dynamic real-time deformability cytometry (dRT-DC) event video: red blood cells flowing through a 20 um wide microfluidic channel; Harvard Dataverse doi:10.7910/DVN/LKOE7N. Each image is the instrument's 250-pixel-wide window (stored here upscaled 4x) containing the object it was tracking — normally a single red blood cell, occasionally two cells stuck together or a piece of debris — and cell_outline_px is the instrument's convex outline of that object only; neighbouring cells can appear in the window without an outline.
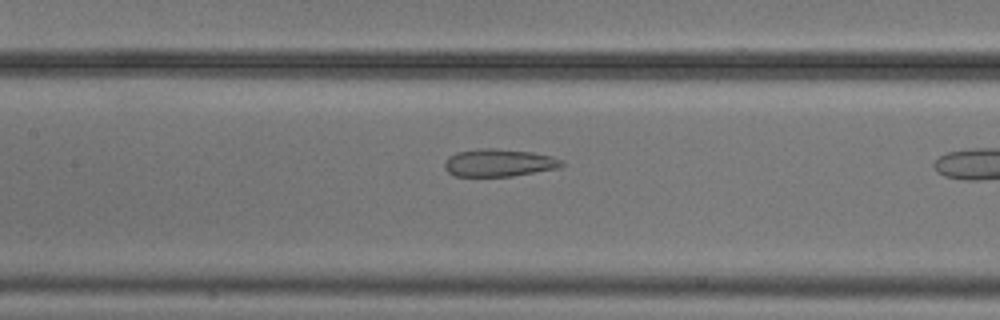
{"species": "common noctule bat (a hibernating species)", "species_latin": "Nyctalus noctula", "temperature_condition": "cold", "stored_images_in_passage": 7, "camera_frame_rate_fps": 3000, "um_per_image_px": 0.085, "animal": {"sex": "male", "body_mass_g": 20.5, "forearm_length_mm": 52.5}, "frame": {"image": 1, "passage_image": 6, "time_ms": 1.667, "image_size_px": [1000, 320], "cell_outline_px": [[564, 164], [560, 168], [512, 176], [456, 176], [448, 172], [444, 168], [444, 160], [448, 156], [456, 152], [480, 148], [496, 148], [532, 152], [552, 156], [564, 160]], "centroid_in_image_um": [42.41, 13.83], "position_along_channel_um": 165.0, "area_um2": 19.07}}